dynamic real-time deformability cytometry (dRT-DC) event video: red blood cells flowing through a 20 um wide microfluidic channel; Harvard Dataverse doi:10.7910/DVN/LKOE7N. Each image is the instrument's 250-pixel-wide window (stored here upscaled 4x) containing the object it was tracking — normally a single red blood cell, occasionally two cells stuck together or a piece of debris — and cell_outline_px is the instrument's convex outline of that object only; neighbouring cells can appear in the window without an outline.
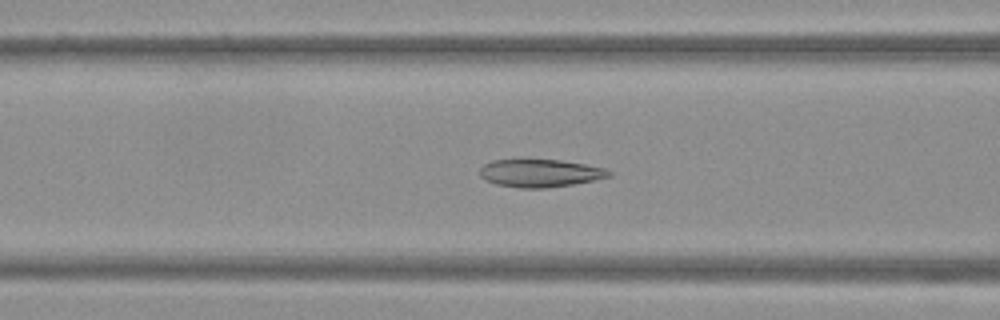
{"species": "Egyptian fruit bat (a non-hibernating species)", "species_latin": "Rousettus aegyptiacus", "temperature_condition": "warm", "stored_images_in_passage": 35, "camera_frame_rate_fps": 3000, "um_per_image_px": 0.085, "frame": {"image": 1, "passage_image": 14, "time_ms": 4.333, "image_size_px": [1000, 320], "cell_outline_px": [[596, 176], [584, 180], [564, 184], [504, 184], [492, 180], [504, 160], [552, 160], [576, 164], [592, 168]], "centroid_in_image_um": [46.02, 14.66], "position_along_channel_um": 120.6, "area_um2": 14.8}}
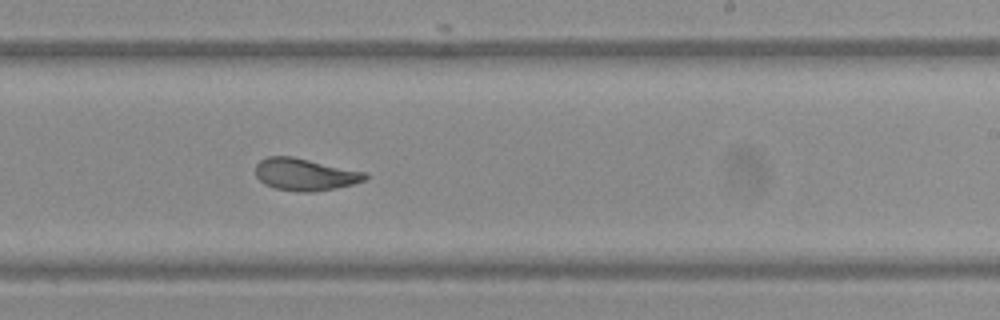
{"frame": {"image": 2, "passage_image": 26, "time_ms": 8.333, "image_size_px": [1000, 320], "cell_outline_px": [[364, 176], [360, 180], [344, 184], [324, 188], [284, 188], [272, 184], [264, 180], [260, 176], [260, 164], [264, 160], [304, 160]], "centroid_in_image_um": [25.85, 14.84], "position_along_channel_um": 263.2, "area_um2": 15.43}}
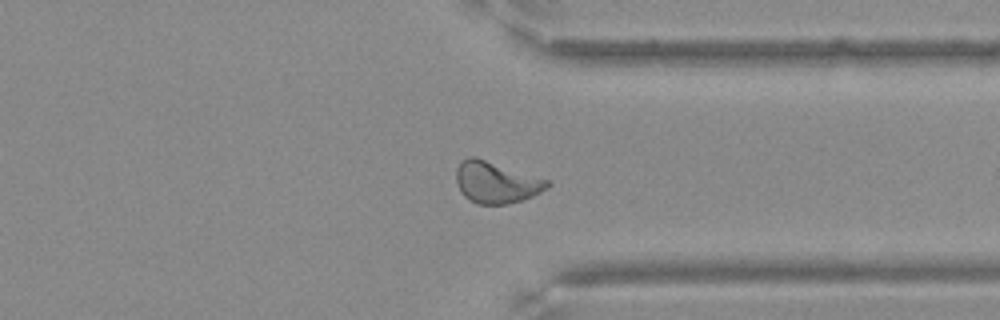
{"frame": {"image": 3, "passage_image": 35, "time_ms": 11.333, "image_size_px": [1000, 320], "cell_outline_px": [[548, 184], [528, 196], [516, 200], [500, 204], [484, 204], [472, 200], [464, 192], [468, 160], [480, 160]], "centroid_in_image_um": [42.26, 15.63], "position_along_channel_um": 369.1, "area_um2": 16.94}}